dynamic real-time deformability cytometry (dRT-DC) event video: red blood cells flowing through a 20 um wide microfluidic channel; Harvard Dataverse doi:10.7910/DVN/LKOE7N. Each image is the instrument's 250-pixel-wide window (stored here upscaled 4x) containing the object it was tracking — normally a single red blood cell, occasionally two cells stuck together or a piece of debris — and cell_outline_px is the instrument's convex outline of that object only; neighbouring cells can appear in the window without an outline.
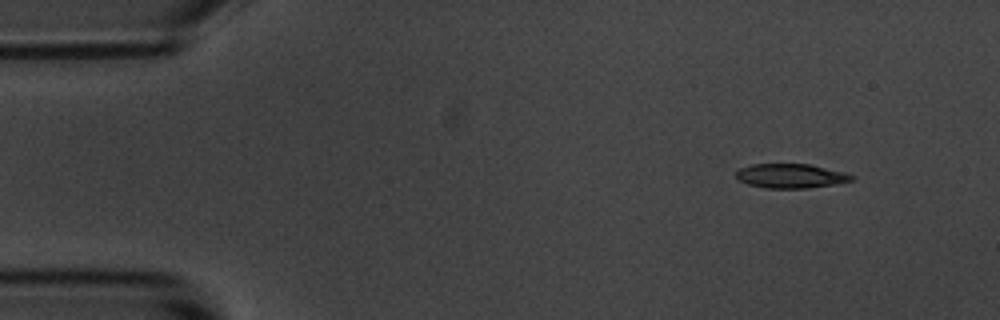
{"species": "common noctule bat (a hibernating species)", "species_latin": "Nyctalus noctula", "temperature_condition": "room temperature", "stored_images_in_passage": 9, "camera_frame_rate_fps": 3000, "um_per_image_px": 0.085, "animal": {"sex": "male", "body_mass_g": 20.1, "forearm_length_mm": 53.5}, "frame": {"image": 1, "passage_image": 1, "time_ms": 0.0, "image_size_px": [1000, 320], "cell_outline_px": [[856, 176], [852, 180], [836, 184], [808, 188], [764, 188], [748, 184], [736, 180], [736, 172], [740, 168], [752, 164], [808, 164], [844, 172]], "centroid_in_image_um": [67.19, 14.96], "position_along_channel_um": 17.8, "area_um2": 16.42}}
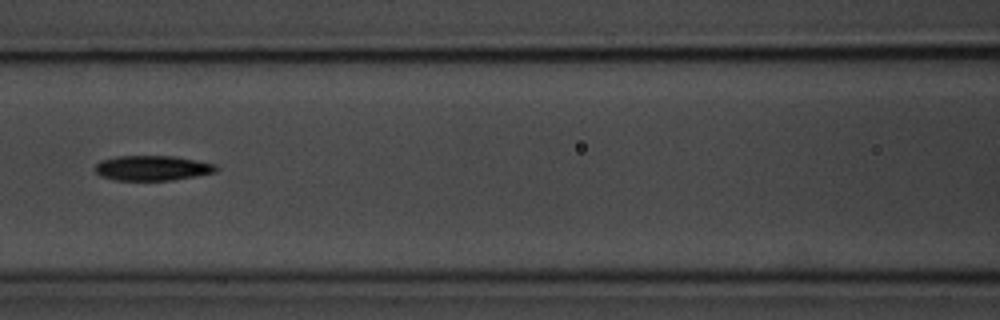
{"frame": {"image": 2, "passage_image": 6, "time_ms": 6.0, "image_size_px": [1000, 320], "cell_outline_px": [[220, 168], [216, 172], [196, 176], [172, 180], [116, 180], [100, 176], [96, 172], [96, 164], [100, 160], [116, 156], [172, 156], [196, 160], [216, 164]], "centroid_in_image_um": [12.97, 14.28], "position_along_channel_um": 153.6, "area_um2": 17.69}}
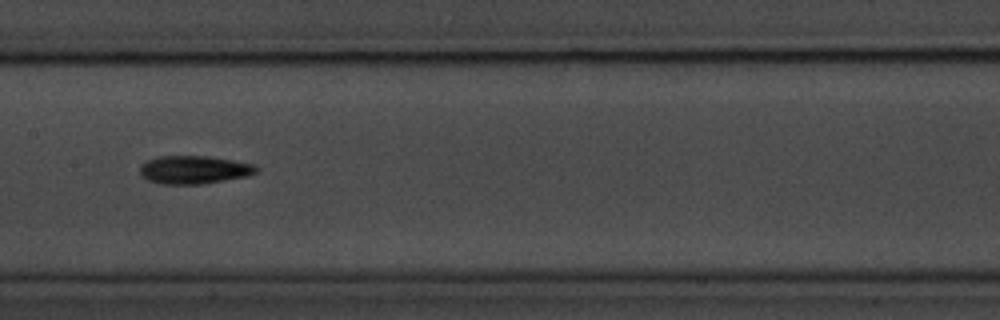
{"frame": {"image": 3, "passage_image": 7, "time_ms": 7.0, "image_size_px": [1000, 320], "cell_outline_px": [[260, 172], [248, 176], [200, 184], [164, 184], [148, 180], [140, 176], [140, 164], [156, 156], [208, 156], [256, 164]], "centroid_in_image_um": [16.51, 14.42], "position_along_channel_um": 190.9, "area_um2": 19.25}}